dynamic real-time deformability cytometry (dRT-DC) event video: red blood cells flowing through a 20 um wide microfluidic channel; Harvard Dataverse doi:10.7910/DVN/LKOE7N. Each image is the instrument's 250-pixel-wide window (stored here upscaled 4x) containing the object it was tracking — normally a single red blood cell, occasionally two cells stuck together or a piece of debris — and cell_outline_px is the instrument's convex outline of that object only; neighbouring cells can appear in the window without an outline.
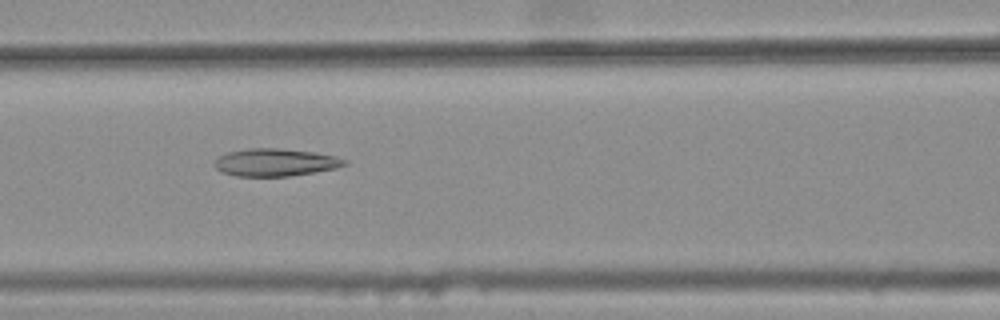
{"species": "common noctule bat (a hibernating species)", "species_latin": "Nyctalus noctula", "temperature_condition": "warm", "stored_images_in_passage": 45, "camera_frame_rate_fps": 3000, "um_per_image_px": 0.085, "animal": {"sex": "female", "body_mass_g": 25.1}, "frame": {"image": 1, "passage_image": 21, "time_ms": 6.667, "image_size_px": [1000, 320], "cell_outline_px": [[348, 164], [336, 168], [288, 176], [236, 176], [220, 172], [212, 164], [220, 156], [228, 152], [248, 148], [280, 148], [316, 152], [336, 156], [348, 160]], "centroid_in_image_um": [23.41, 13.79], "position_along_channel_um": 143.2, "area_um2": 20.98}}
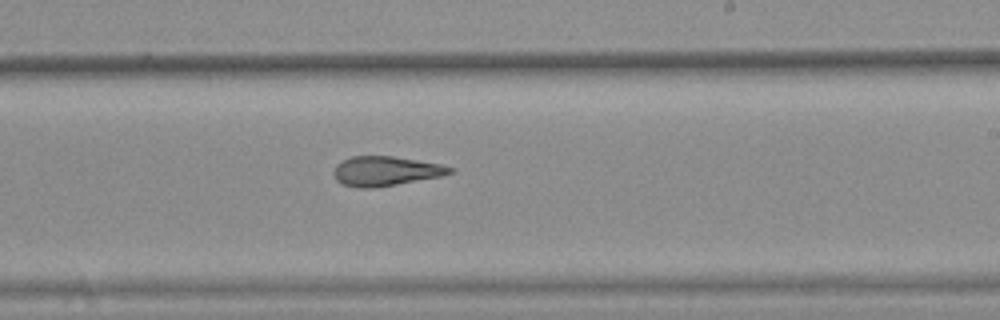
{"frame": {"image": 2, "passage_image": 30, "time_ms": 9.667, "image_size_px": [1000, 320], "cell_outline_px": [[456, 168], [452, 172], [440, 176], [376, 188], [360, 188], [344, 184], [336, 180], [332, 172], [336, 164], [352, 156], [392, 156], [440, 164]], "centroid_in_image_um": [32.75, 14.54], "position_along_channel_um": 256.2, "area_um2": 19.88}}
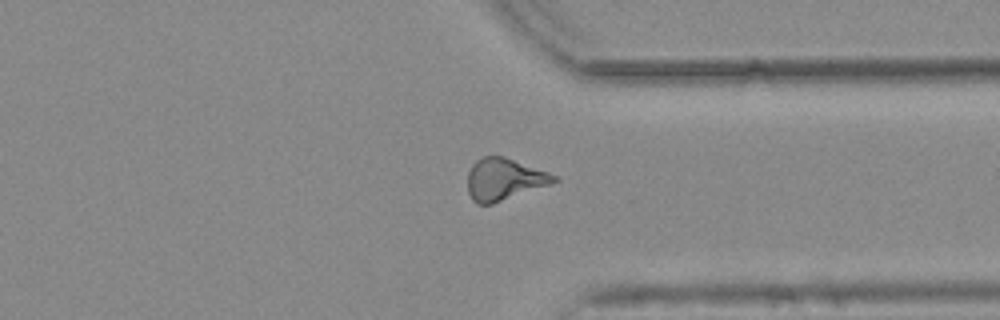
{"frame": {"image": 3, "passage_image": 39, "time_ms": 12.667, "image_size_px": [1000, 320], "cell_outline_px": [[560, 180], [492, 204], [476, 204], [472, 200], [468, 192], [468, 172], [472, 164], [476, 160], [484, 156], [504, 156], [548, 172], [556, 176]], "centroid_in_image_um": [42.81, 15.23], "position_along_channel_um": 368.6, "area_um2": 20.87}, "authors_computed_cell_mechanics": {"area_um2": 20.8658, "velocity_mm_per_s": 3.7795, "shape_relaxation_time_tau1_ms": null, "shape_relaxation_time_tau2_ms": 3.6121, "deformation_change_tau1": null, "deformation_change_tau2": 0.1384}}